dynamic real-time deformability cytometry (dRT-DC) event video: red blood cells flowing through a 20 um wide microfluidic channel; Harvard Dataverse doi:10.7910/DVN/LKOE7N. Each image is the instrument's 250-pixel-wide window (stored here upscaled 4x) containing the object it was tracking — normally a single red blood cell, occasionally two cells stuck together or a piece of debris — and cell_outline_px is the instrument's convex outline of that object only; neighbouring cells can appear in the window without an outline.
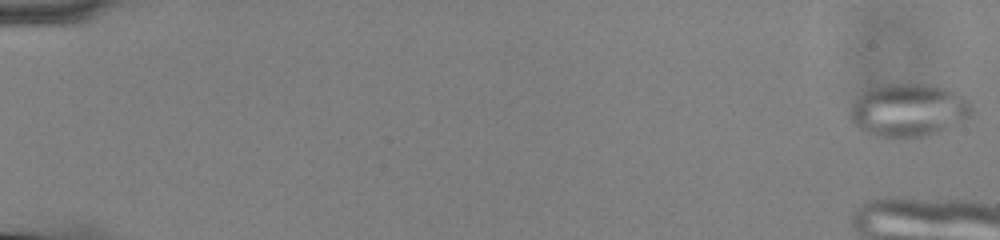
{"species": "common noctule bat (a hibernating species)", "species_latin": "Nyctalus noctula", "temperature_condition": "cold", "stored_images_in_passage": 13, "camera_frame_rate_fps": 3000, "um_per_image_px": 0.085, "animal": {"sex": "male", "body_mass_g": 13.0, "forearm_length_mm": 53.1}, "frame": {"image": 1, "passage_image": 1, "time_ms": 0.0, "image_size_px": [1000, 240], "cell_outline_px": [[972, 112], [968, 116], [948, 128], [940, 132], [928, 136], [900, 140], [888, 140], [864, 132], [848, 116], [852, 104], [868, 88], [884, 84], [924, 84], [944, 88], [964, 96], [968, 100], [972, 108]], "centroid_in_image_um": [77.19, 9.41], "position_along_channel_um": 7.8, "area_um2": 37.97}}